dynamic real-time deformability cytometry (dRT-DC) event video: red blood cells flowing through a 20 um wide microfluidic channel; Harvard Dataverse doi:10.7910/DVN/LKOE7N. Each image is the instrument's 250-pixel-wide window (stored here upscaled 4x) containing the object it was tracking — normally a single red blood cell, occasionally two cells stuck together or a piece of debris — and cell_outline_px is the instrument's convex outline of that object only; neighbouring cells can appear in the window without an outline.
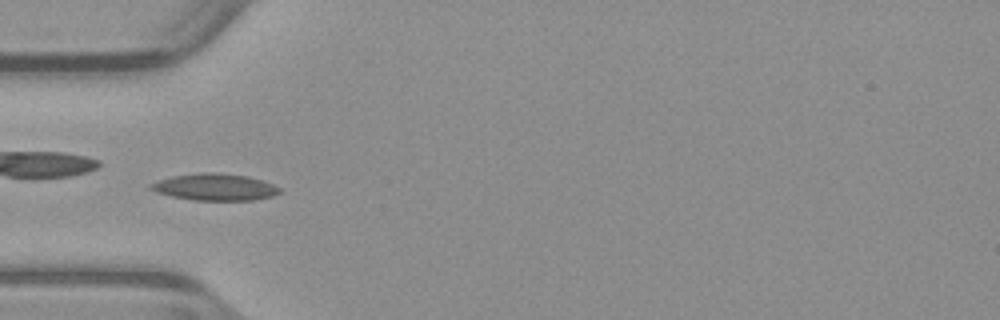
{"species": "common noctule bat (a hibernating species)", "species_latin": "Nyctalus noctula", "temperature_condition": "warm", "stored_images_in_passage": 52, "camera_frame_rate_fps": 3000, "um_per_image_px": 0.085, "animal": {"sex": "male", "body_mass_g": 23.1, "forearm_length_mm": 52.7}, "frame": {"image": 1, "passage_image": 16, "time_ms": 5.0, "image_size_px": [1000, 320], "cell_outline_px": [[280, 192], [272, 196], [256, 200], [196, 200], [172, 196], [156, 192], [148, 188], [148, 184], [156, 180], [172, 176], [200, 172], [216, 172], [248, 176], [272, 184], [280, 188]], "centroid_in_image_um": [18.22, 15.89], "position_along_channel_um": 66.8, "area_um2": 20.17}}
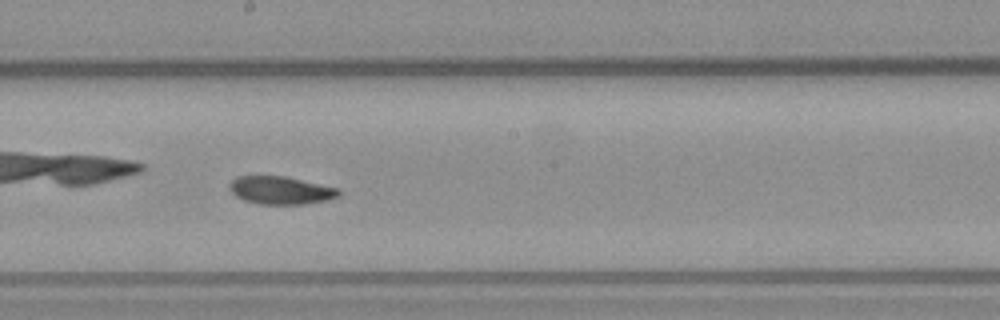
{"frame": {"image": 2, "passage_image": 28, "time_ms": 9.0, "image_size_px": [1000, 320], "cell_outline_px": [[340, 196], [328, 200], [304, 204], [260, 204], [244, 200], [236, 196], [232, 192], [228, 184], [236, 176], [284, 176], [340, 188]], "centroid_in_image_um": [23.88, 16.17], "position_along_channel_um": 224.3, "area_um2": 17.8}}
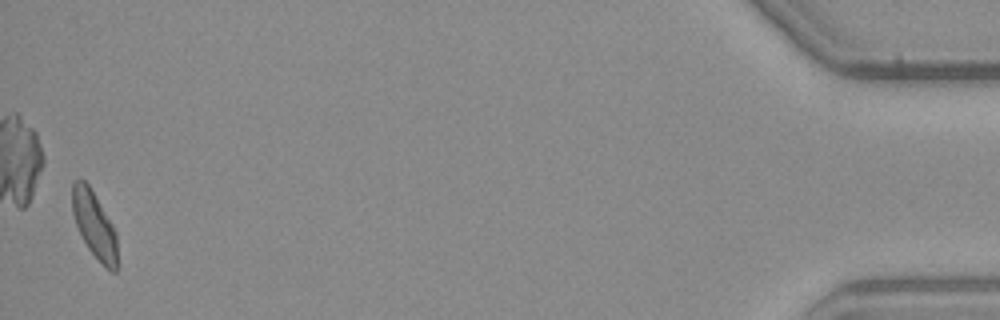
{"frame": {"image": 3, "passage_image": 51, "time_ms": 16.667, "image_size_px": [1000, 320], "cell_outline_px": [[116, 272], [112, 272], [88, 248], [76, 224], [72, 212], [72, 180], [84, 180], [88, 184], [112, 224], [116, 232]], "centroid_in_image_um": [7.99, 19.05], "position_along_channel_um": 427.2, "area_um2": 16.88}, "authors_computed_cell_mechanics": {"area_um2": 18.1492, "velocity_mm_per_s": 3.9248, "shape_relaxation_time_tau1_ms": null, "shape_relaxation_time_tau2_ms": 2.9751, "deformation_change_tau1": null, "deformation_change_tau2": 0.0751}}